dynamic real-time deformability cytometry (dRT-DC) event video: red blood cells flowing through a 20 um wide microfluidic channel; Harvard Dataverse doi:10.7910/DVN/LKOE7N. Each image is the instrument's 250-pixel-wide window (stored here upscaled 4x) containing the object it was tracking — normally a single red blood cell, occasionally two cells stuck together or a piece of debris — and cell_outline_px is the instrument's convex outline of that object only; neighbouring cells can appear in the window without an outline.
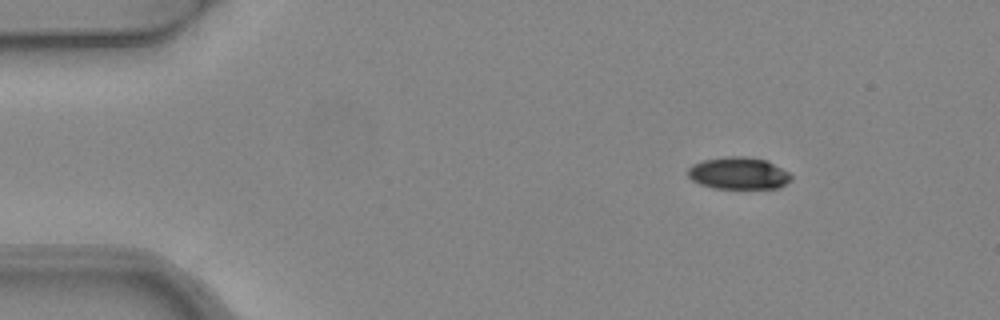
{"species": "common noctule bat (a hibernating species)", "species_latin": "Nyctalus noctula", "temperature_condition": "warm", "stored_images_in_passage": 3, "camera_frame_rate_fps": 3000, "um_per_image_px": 0.085, "animal": {"sex": "female", "body_mass_g": 24.6, "forearm_length_mm": 56.2}, "frame": {"image": 1, "passage_image": 1, "time_ms": 0.0, "image_size_px": [1000, 320], "cell_outline_px": [[792, 180], [780, 188], [712, 188], [700, 184], [692, 180], [688, 176], [688, 168], [692, 164], [704, 160], [728, 156], [744, 156], [764, 160], [788, 172], [792, 176]], "centroid_in_image_um": [62.76, 14.74], "position_along_channel_um": 22.2, "area_um2": 19.19}}